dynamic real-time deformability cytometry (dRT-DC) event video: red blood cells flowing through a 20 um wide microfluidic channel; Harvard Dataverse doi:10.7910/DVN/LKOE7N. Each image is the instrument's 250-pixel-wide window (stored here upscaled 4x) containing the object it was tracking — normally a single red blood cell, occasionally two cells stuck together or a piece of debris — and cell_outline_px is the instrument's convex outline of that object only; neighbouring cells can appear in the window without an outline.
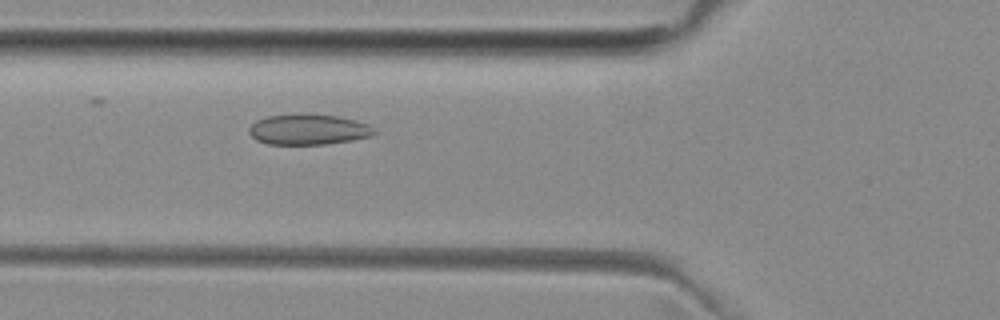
{"species": "common noctule bat (a hibernating species)", "species_latin": "Nyctalus noctula", "temperature_condition": "room temperature", "stored_images_in_passage": 36, "camera_frame_rate_fps": 3000, "um_per_image_px": 0.085, "animal": {"sex": "female", "body_mass_g": 29.2, "forearm_length_mm": 56.3}, "frame": {"image": 1, "passage_image": 3, "time_ms": 0.667, "image_size_px": [1000, 320], "cell_outline_px": [[376, 132], [372, 136], [352, 140], [328, 144], [268, 144], [256, 140], [248, 132], [248, 128], [256, 120], [268, 116], [336, 116], [356, 120], [368, 124], [376, 128]], "centroid_in_image_um": [26.24, 11.04], "position_along_channel_um": 99.6, "area_um2": 21.73}}
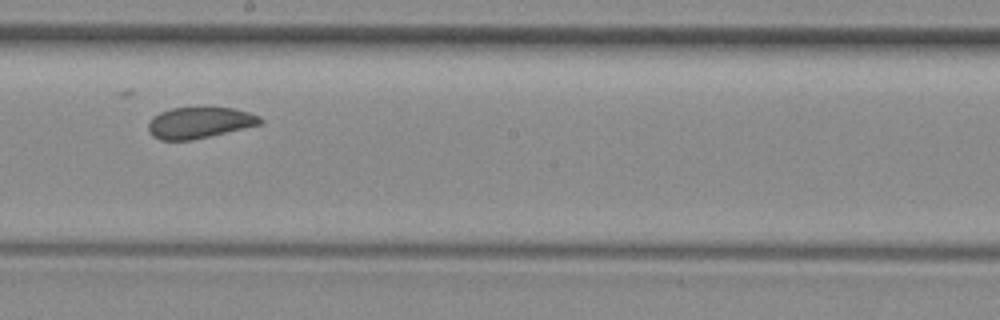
{"frame": {"image": 2, "passage_image": 13, "time_ms": 4.0, "image_size_px": [1000, 320], "cell_outline_px": [[264, 120], [260, 124], [244, 128], [192, 140], [160, 140], [152, 136], [148, 132], [148, 124], [152, 116], [160, 112], [172, 108], [232, 108], [248, 112], [260, 116]], "centroid_in_image_um": [16.92, 10.43], "position_along_channel_um": 231.3, "area_um2": 20.23}}
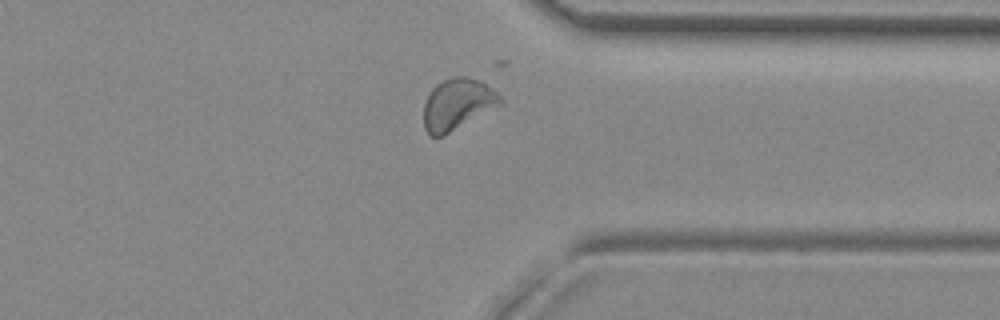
{"frame": {"image": 3, "passage_image": 24, "time_ms": 7.667, "image_size_px": [1000, 320], "cell_outline_px": [[504, 104], [444, 136], [428, 136], [424, 128], [424, 104], [432, 88], [436, 84], [452, 76], [468, 76], [492, 88], [504, 100]], "centroid_in_image_um": [38.9, 8.88], "position_along_channel_um": 372.5, "area_um2": 23.12}}